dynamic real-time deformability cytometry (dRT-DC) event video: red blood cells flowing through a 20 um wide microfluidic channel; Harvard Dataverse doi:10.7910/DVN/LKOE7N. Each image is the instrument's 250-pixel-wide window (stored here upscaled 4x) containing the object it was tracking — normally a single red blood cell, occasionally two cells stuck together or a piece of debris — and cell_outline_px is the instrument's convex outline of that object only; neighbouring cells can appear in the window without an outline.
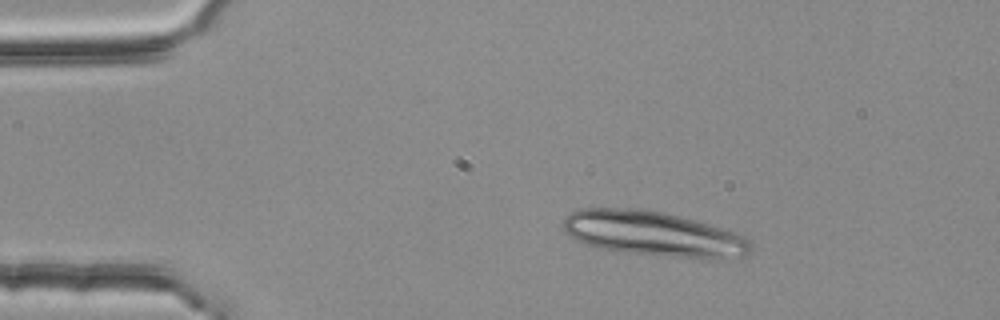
{"species": "common noctule bat (a hibernating species)", "species_latin": "Nyctalus noctula", "temperature_condition": "room temperature", "stored_images_in_passage": 3, "camera_frame_rate_fps": 3000, "um_per_image_px": 0.085, "animal": {"sex": "female", "body_mass_g": 25.1}, "frame": {"image": 1, "passage_image": 1, "time_ms": 0.0, "image_size_px": [1000, 320], "cell_outline_px": [[752, 244], [748, 256], [724, 260], [704, 260], [624, 252], [600, 248], [576, 240], [564, 232], [564, 216], [580, 208], [640, 208], [660, 212], [692, 220], [720, 228], [744, 236]], "centroid_in_image_um": [55.57, 19.91], "position_along_channel_um": 29.4, "area_um2": 49.25}}